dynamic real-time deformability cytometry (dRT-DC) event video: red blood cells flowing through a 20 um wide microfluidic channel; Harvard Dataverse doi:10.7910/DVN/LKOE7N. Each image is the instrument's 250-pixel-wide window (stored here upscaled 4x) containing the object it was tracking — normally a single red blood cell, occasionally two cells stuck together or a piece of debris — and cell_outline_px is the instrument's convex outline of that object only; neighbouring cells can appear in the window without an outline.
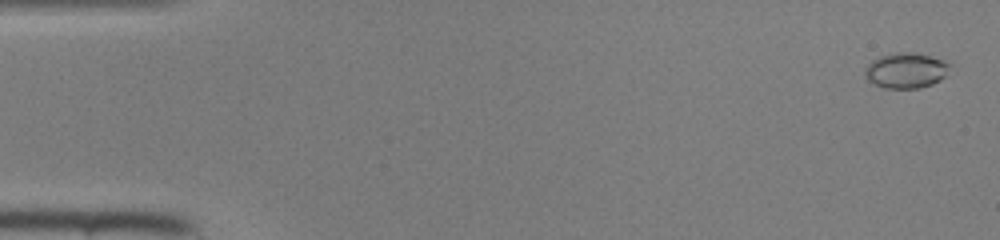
{"species": "common noctule bat (a hibernating species)", "species_latin": "Nyctalus noctula", "temperature_condition": "room temperature", "stored_images_in_passage": 47, "camera_frame_rate_fps": 3000, "um_per_image_px": 0.085, "animal": {"sex": "female", "body_mass_g": 22.0, "forearm_length_mm": 56.7}, "frame": {"image": 1, "passage_image": 2, "time_ms": 0.333, "image_size_px": [1000, 240], "cell_outline_px": [[948, 64], [944, 76], [940, 80], [932, 84], [920, 88], [884, 88], [868, 80], [864, 72], [868, 64], [872, 60], [880, 56], [896, 52], [916, 52], [944, 60]], "centroid_in_image_um": [76.97, 5.98], "position_along_channel_um": 8.0, "area_um2": 17.28}}
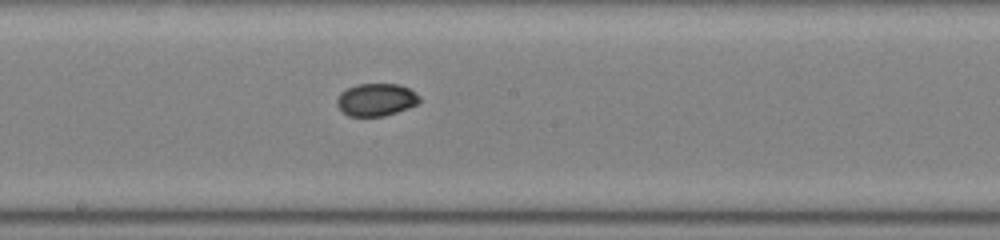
{"frame": {"image": 2, "passage_image": 26, "time_ms": 8.333, "image_size_px": [1000, 240], "cell_outline_px": [[420, 100], [416, 104], [408, 108], [384, 116], [348, 116], [336, 104], [336, 100], [340, 92], [356, 84], [400, 84], [408, 88], [420, 96]], "centroid_in_image_um": [31.96, 8.47], "position_along_channel_um": 216.2, "area_um2": 15.61}}
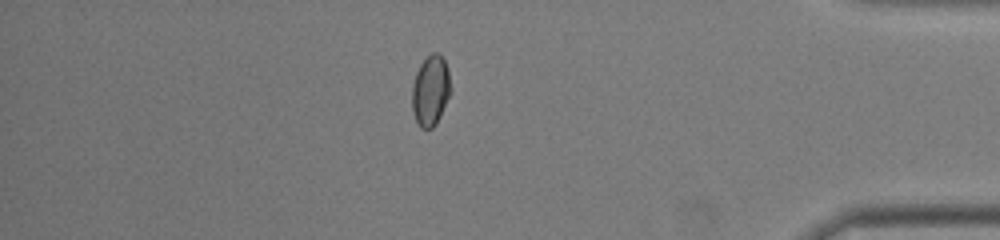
{"frame": {"image": 3, "passage_image": 41, "time_ms": 13.333, "image_size_px": [1000, 240], "cell_outline_px": [[452, 92], [436, 124], [432, 128], [420, 128], [412, 112], [412, 84], [416, 72], [420, 64], [432, 52], [436, 52], [444, 60], [448, 68], [452, 88]], "centroid_in_image_um": [36.61, 7.71], "position_along_channel_um": 398.6, "area_um2": 16.07}}